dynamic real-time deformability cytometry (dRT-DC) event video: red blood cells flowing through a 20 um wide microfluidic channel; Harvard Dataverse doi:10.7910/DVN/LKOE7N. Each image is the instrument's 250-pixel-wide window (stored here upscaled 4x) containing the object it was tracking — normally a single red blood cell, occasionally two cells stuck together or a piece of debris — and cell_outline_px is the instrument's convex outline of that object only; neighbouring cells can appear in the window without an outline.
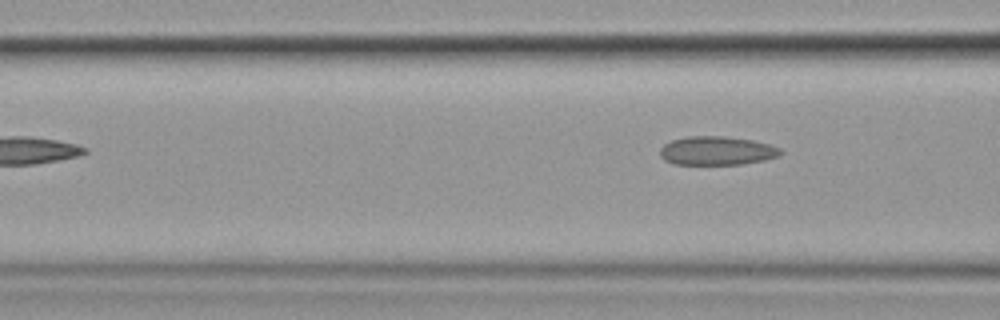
{"species": "common noctule bat (a hibernating species)", "species_latin": "Nyctalus noctula", "temperature_condition": "cold", "stored_images_in_passage": 6, "camera_frame_rate_fps": 3000, "um_per_image_px": 0.085, "animal": {"sex": "female", "body_mass_g": 19.9}, "frame": {"image": 1, "passage_image": 6, "time_ms": 6.667, "image_size_px": [1000, 320], "cell_outline_px": [[784, 152], [780, 156], [764, 160], [740, 164], [672, 164], [664, 160], [660, 156], [660, 148], [664, 144], [672, 140], [688, 136], [724, 136], [752, 140], [768, 144], [780, 148]], "centroid_in_image_um": [60.92, 12.81], "position_along_channel_um": 105.7, "area_um2": 20.23}}